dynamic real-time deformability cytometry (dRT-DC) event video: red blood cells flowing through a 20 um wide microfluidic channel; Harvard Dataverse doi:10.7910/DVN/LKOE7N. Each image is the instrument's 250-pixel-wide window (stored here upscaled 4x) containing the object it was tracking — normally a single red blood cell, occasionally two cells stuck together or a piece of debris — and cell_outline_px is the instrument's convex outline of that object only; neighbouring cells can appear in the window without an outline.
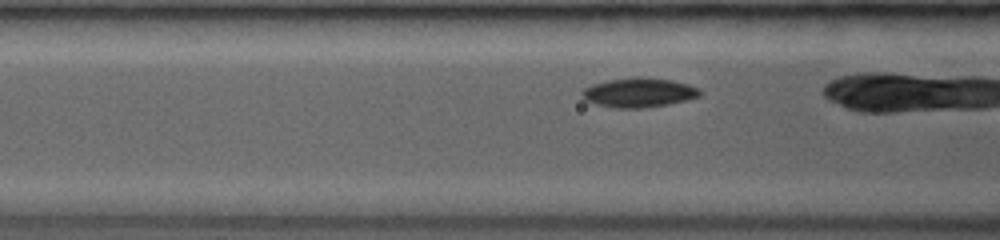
{"species": "common noctule bat (a hibernating species)", "species_latin": "Nyctalus noctula", "temperature_condition": "room temperature", "stored_images_in_passage": 32, "camera_frame_rate_fps": 3500, "um_per_image_px": 0.085, "animal": {"sex": "female", "body_mass_g": 19.0, "forearm_length_mm": 53.3}, "frame": {"image": 1, "passage_image": 7, "time_ms": 1.714, "image_size_px": [1000, 240], "cell_outline_px": [[700, 96], [668, 104], [640, 108], [620, 108], [596, 104], [588, 100], [580, 92], [584, 88], [592, 84], [608, 80], [636, 76], [644, 76], [672, 80], [688, 84], [696, 88], [700, 92]], "centroid_in_image_um": [54.29, 7.84], "position_along_channel_um": 112.3, "area_um2": 19.94}}
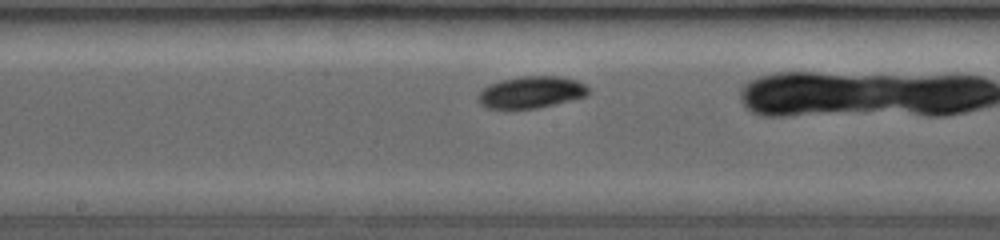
{"frame": {"image": 2, "passage_image": 15, "time_ms": 4.0, "image_size_px": [1000, 240], "cell_outline_px": [[588, 92], [584, 96], [532, 108], [488, 108], [480, 104], [480, 92], [484, 88], [500, 80], [520, 76], [560, 76], [576, 80], [584, 84], [588, 88]], "centroid_in_image_um": [45.13, 7.81], "position_along_channel_um": 203.1, "area_um2": 19.71}}
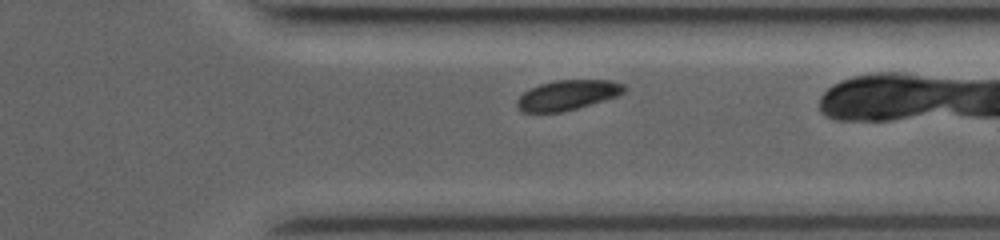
{"frame": {"image": 3, "passage_image": 29, "time_ms": 8.0, "image_size_px": [1000, 240], "cell_outline_px": [[624, 92], [616, 96], [604, 100], [576, 108], [560, 112], [520, 112], [516, 108], [516, 100], [524, 92], [540, 84], [556, 80], [608, 80], [624, 84]], "centroid_in_image_um": [48.19, 8.08], "position_along_channel_um": 363.2, "area_um2": 18.5}}